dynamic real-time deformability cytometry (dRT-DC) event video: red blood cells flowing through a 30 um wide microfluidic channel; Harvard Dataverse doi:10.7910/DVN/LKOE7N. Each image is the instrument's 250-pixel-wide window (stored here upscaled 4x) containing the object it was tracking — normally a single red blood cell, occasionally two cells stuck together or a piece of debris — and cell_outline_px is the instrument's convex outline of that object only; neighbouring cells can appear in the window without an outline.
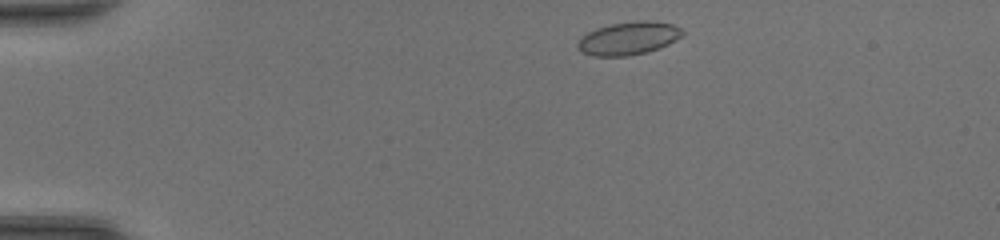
{"species": "common noctule bat (a hibernating species)", "species_latin": "Nyctalus noctula", "temperature_condition": "room temperature", "stored_images_in_passage": 40, "camera_frame_rate_fps": 3000, "um_per_image_px": 0.085, "animal": {"sex": "female", "body_mass_g": 20.0, "forearm_length_mm": 54.0}, "frame": {"image": 1, "passage_image": 2, "time_ms": 0.333, "image_size_px": [1000, 240], "cell_outline_px": [[684, 36], [660, 48], [648, 52], [628, 56], [592, 56], [580, 52], [576, 44], [580, 36], [596, 28], [612, 24], [640, 20], [648, 20], [672, 24], [680, 28], [684, 32]], "centroid_in_image_um": [53.41, 3.26], "position_along_channel_um": 31.6, "area_um2": 20.4}}
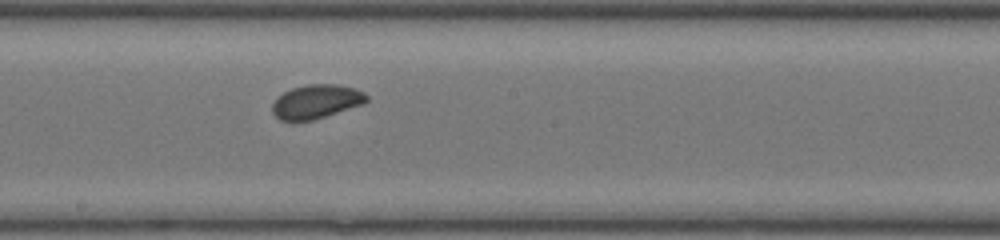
{"frame": {"image": 2, "passage_image": 20, "time_ms": 6.333, "image_size_px": [1000, 240], "cell_outline_px": [[368, 100], [364, 104], [312, 120], [280, 120], [272, 112], [272, 104], [276, 96], [292, 88], [308, 84], [336, 84], [356, 88], [364, 92], [368, 96]], "centroid_in_image_um": [26.89, 8.62], "position_along_channel_um": 221.3, "area_um2": 18.67}}
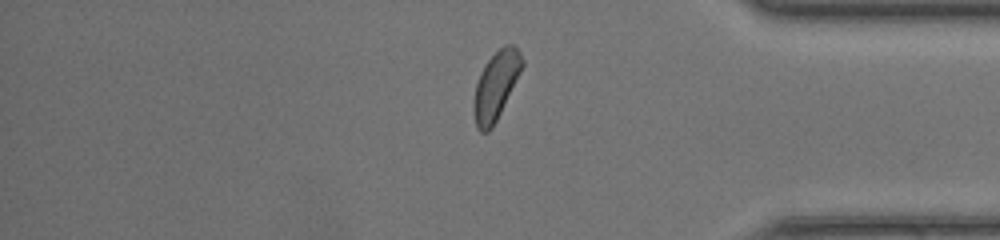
{"frame": {"image": 3, "passage_image": 33, "time_ms": 10.667, "image_size_px": [1000, 240], "cell_outline_px": [[524, 64], [492, 128], [488, 132], [480, 132], [476, 128], [472, 108], [472, 100], [476, 84], [480, 72], [488, 60], [504, 44], [512, 44], [520, 52], [524, 60]], "centroid_in_image_um": [42.12, 7.29], "position_along_channel_um": 393.1, "area_um2": 19.07}, "authors_computed_cell_mechanics": {"area_um2": 19.2763, "velocity_mm_per_s": 4.3689, "shape_relaxation_time_tau1_ms": 1.9989, "shape_relaxation_time_tau2_ms": null, "deformation_change_tau1": 0.0572, "deformation_change_tau2": null}}